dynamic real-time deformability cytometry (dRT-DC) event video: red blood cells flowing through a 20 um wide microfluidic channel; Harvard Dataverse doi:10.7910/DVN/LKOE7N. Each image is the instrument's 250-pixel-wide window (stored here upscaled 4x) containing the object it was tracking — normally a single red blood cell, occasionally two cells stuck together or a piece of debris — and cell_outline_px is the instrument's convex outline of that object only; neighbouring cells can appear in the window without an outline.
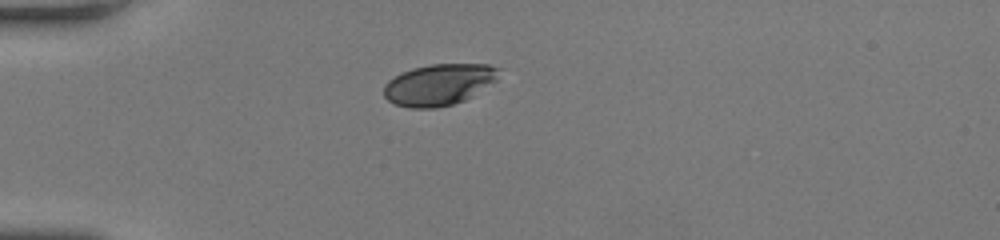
{"species": "human", "species_latin": "Homo sapiens", "temperature_condition": "room temperature", "stored_images_in_passage": 35, "camera_frame_rate_fps": 3000, "um_per_image_px": 0.085, "donor": {"sex": "female"}, "frame": {"image": 1, "passage_image": 1, "time_ms": 0.0, "image_size_px": [1000, 240], "cell_outline_px": [[500, 68], [496, 80], [472, 96], [464, 100], [452, 104], [436, 108], [412, 108], [392, 104], [384, 96], [384, 84], [388, 80], [412, 68], [432, 64], [488, 64]], "centroid_in_image_um": [37.29, 7.19], "position_along_channel_um": 47.7, "area_um2": 27.63}}
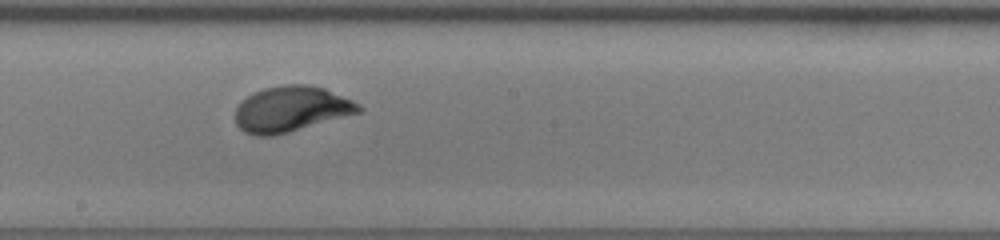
{"frame": {"image": 2, "passage_image": 19, "time_ms": 6.0, "image_size_px": [1000, 240], "cell_outline_px": [[364, 112], [288, 132], [272, 136], [256, 136], [244, 132], [236, 124], [236, 108], [248, 96], [264, 88], [284, 84], [308, 84], [324, 88], [352, 100], [360, 104], [364, 108]], "centroid_in_image_um": [24.8, 9.27], "position_along_channel_um": 223.4, "area_um2": 32.83}}
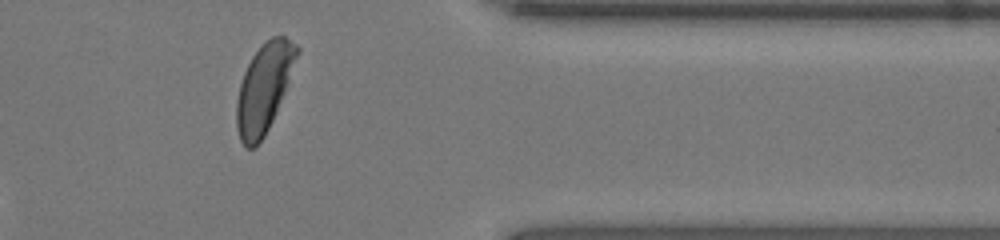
{"frame": {"image": 3, "passage_image": 33, "time_ms": 10.667, "image_size_px": [1000, 240], "cell_outline_px": [[300, 52], [276, 112], [264, 136], [256, 148], [244, 148], [240, 140], [236, 128], [236, 100], [240, 84], [244, 72], [252, 56], [272, 36], [284, 36], [296, 44], [300, 48]], "centroid_in_image_um": [22.43, 7.51], "position_along_channel_um": 389.0, "area_um2": 30.87}, "authors_computed_cell_mechanics": {"area_um2": 31.79, "velocity_mm_per_s": 3.7642, "shape_relaxation_time_tau1_ms": 4.3584, "shape_relaxation_time_tau2_ms": null, "deformation_change_tau1": 0.1905, "deformation_change_tau2": null}}